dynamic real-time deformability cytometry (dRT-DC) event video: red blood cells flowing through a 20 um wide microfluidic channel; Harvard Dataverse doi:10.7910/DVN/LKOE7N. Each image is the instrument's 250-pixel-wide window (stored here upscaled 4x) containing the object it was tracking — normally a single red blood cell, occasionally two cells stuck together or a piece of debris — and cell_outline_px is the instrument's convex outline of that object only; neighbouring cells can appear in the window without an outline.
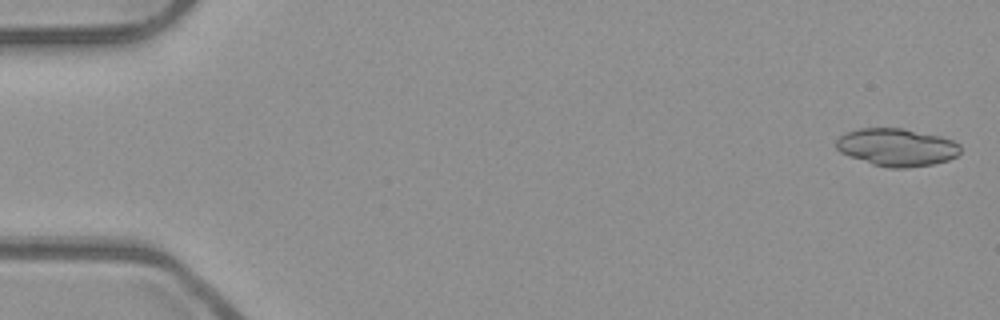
{"species": "common noctule bat (a hibernating species)", "species_latin": "Nyctalus noctula", "temperature_condition": "room temperature", "stored_images_in_passage": 19, "camera_frame_rate_fps": 3000, "um_per_image_px": 0.085, "animal": {"sex": "male", "body_mass_g": 23.1, "forearm_length_mm": 52.7}, "frame": {"image": 1, "passage_image": 2, "time_ms": 0.333, "image_size_px": [1000, 320], "cell_outline_px": [[960, 152], [956, 156], [948, 160], [932, 164], [908, 168], [888, 168], [872, 164], [848, 156], [840, 152], [836, 148], [836, 140], [844, 132], [860, 128], [904, 128], [940, 136], [952, 140], [960, 144]], "centroid_in_image_um": [76.2, 12.51], "position_along_channel_um": 8.8, "area_um2": 27.46}}
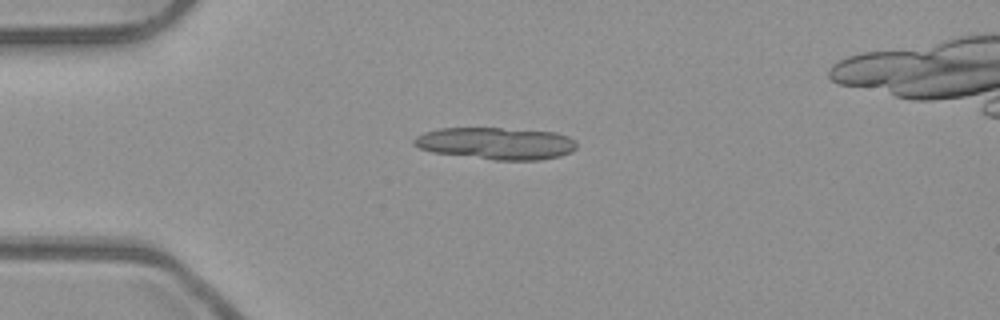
{"frame": {"image": 2, "passage_image": 14, "time_ms": 4.333, "image_size_px": [1000, 320], "cell_outline_px": [[576, 148], [572, 152], [560, 156], [540, 160], [492, 160], [432, 152], [420, 148], [412, 144], [412, 140], [416, 136], [424, 132], [440, 128], [500, 128], [556, 132], [568, 136], [576, 140]], "centroid_in_image_um": [42.17, 12.19], "position_along_channel_um": 42.8, "area_um2": 30.63}}